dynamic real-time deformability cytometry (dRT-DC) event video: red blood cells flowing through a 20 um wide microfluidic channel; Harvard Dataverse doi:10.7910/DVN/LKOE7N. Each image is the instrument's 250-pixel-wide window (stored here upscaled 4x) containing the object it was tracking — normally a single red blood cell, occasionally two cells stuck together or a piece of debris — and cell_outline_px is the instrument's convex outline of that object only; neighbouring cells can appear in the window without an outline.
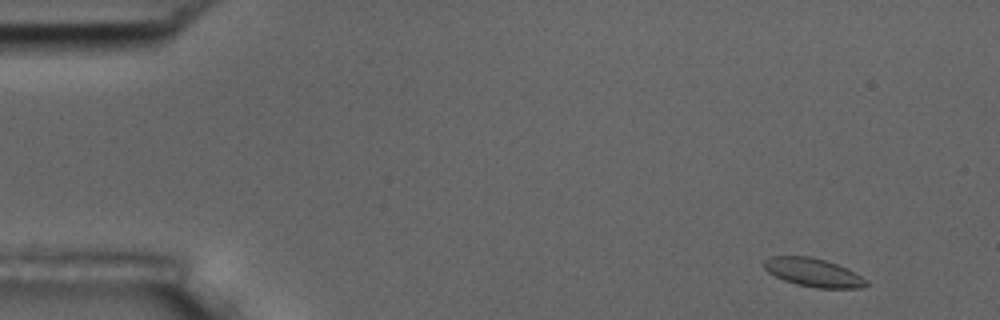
{"species": "common noctule bat (a hibernating species)", "species_latin": "Nyctalus noctula", "temperature_condition": "room temperature", "stored_images_in_passage": 54, "camera_frame_rate_fps": 3000, "um_per_image_px": 0.085, "animal": {"sex": "male", "body_mass_g": 17.5, "forearm_length_mm": 52.3}, "frame": {"image": 1, "passage_image": 3, "time_ms": 0.667, "image_size_px": [1000, 320], "cell_outline_px": [[868, 284], [860, 288], [816, 288], [796, 284], [784, 280], [768, 272], [764, 268], [764, 260], [768, 256], [812, 256], [848, 268], [856, 272], [868, 280]], "centroid_in_image_um": [69.14, 23.16], "position_along_channel_um": 15.9, "area_um2": 17.05}}
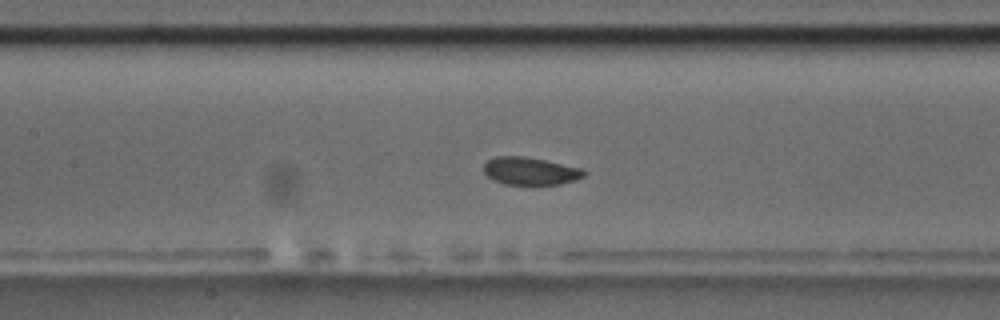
{"frame": {"image": 2, "passage_image": 24, "time_ms": 7.667, "image_size_px": [1000, 320], "cell_outline_px": [[588, 172], [584, 176], [560, 184], [504, 184], [492, 180], [484, 172], [484, 164], [488, 160], [496, 156], [524, 156], [584, 168]], "centroid_in_image_um": [45.08, 14.53], "position_along_channel_um": 162.3, "area_um2": 16.13}}
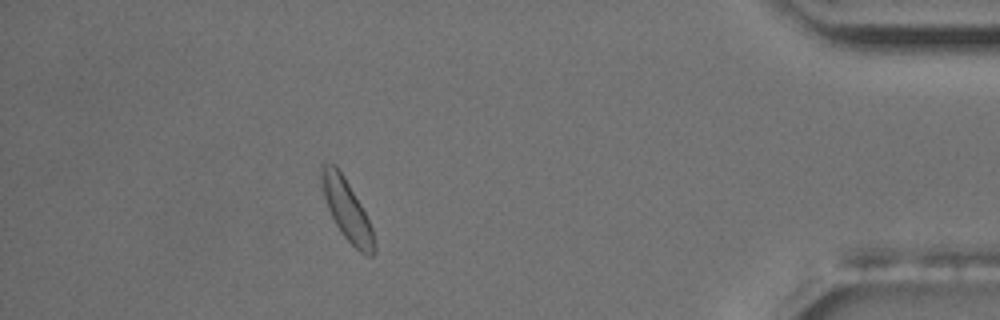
{"frame": {"image": 3, "passage_image": 48, "time_ms": 15.667, "image_size_px": [1000, 320], "cell_outline_px": [[376, 252], [372, 256], [368, 256], [360, 252], [344, 236], [336, 224], [328, 208], [324, 196], [320, 180], [320, 164], [324, 160], [336, 164], [344, 176], [360, 204], [372, 228], [376, 244]], "centroid_in_image_um": [29.46, 17.78], "position_along_channel_um": 405.7, "area_um2": 18.61}, "authors_computed_cell_mechanics": {"area_um2": 16.9643, "velocity_mm_per_s": 3.641, "shape_relaxation_time_tau1_ms": 3.6106, "shape_relaxation_time_tau2_ms": 3.3405, "deformation_change_tau1": 0.0432, "deformation_change_tau2": 0.0586}}